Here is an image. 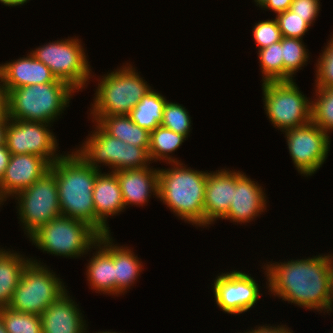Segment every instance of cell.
Segmentation results:
<instances>
[{
	"instance_id": "d6986e66",
	"label": "cell",
	"mask_w": 333,
	"mask_h": 333,
	"mask_svg": "<svg viewBox=\"0 0 333 333\" xmlns=\"http://www.w3.org/2000/svg\"><path fill=\"white\" fill-rule=\"evenodd\" d=\"M79 304L68 290L48 306L40 315L43 333H88L89 322Z\"/></svg>"
},
{
	"instance_id": "44dd1931",
	"label": "cell",
	"mask_w": 333,
	"mask_h": 333,
	"mask_svg": "<svg viewBox=\"0 0 333 333\" xmlns=\"http://www.w3.org/2000/svg\"><path fill=\"white\" fill-rule=\"evenodd\" d=\"M29 51L16 60L0 63V75L7 93L22 86L52 83L57 80L51 70Z\"/></svg>"
},
{
	"instance_id": "e575fe53",
	"label": "cell",
	"mask_w": 333,
	"mask_h": 333,
	"mask_svg": "<svg viewBox=\"0 0 333 333\" xmlns=\"http://www.w3.org/2000/svg\"><path fill=\"white\" fill-rule=\"evenodd\" d=\"M277 21L282 37H292L303 39L311 27L290 9L278 13L274 17Z\"/></svg>"
},
{
	"instance_id": "83f0119b",
	"label": "cell",
	"mask_w": 333,
	"mask_h": 333,
	"mask_svg": "<svg viewBox=\"0 0 333 333\" xmlns=\"http://www.w3.org/2000/svg\"><path fill=\"white\" fill-rule=\"evenodd\" d=\"M282 57L284 62V81L297 80V73L305 68L310 60V50L303 39L282 37ZM308 62V63H307ZM304 67V68H303Z\"/></svg>"
},
{
	"instance_id": "f1b7e54d",
	"label": "cell",
	"mask_w": 333,
	"mask_h": 333,
	"mask_svg": "<svg viewBox=\"0 0 333 333\" xmlns=\"http://www.w3.org/2000/svg\"><path fill=\"white\" fill-rule=\"evenodd\" d=\"M313 89L311 121L330 136L333 134V87Z\"/></svg>"
},
{
	"instance_id": "f6af8a7d",
	"label": "cell",
	"mask_w": 333,
	"mask_h": 333,
	"mask_svg": "<svg viewBox=\"0 0 333 333\" xmlns=\"http://www.w3.org/2000/svg\"><path fill=\"white\" fill-rule=\"evenodd\" d=\"M88 333H91V332L88 331ZM92 333H122V332H120V331H115V330L113 331V329H112V330L110 329V330H108V331H107V330H105V331H104V330H101V331H100V329H99L98 332H97V331H93ZM123 333H124V332H123Z\"/></svg>"
},
{
	"instance_id": "9c48e42d",
	"label": "cell",
	"mask_w": 333,
	"mask_h": 333,
	"mask_svg": "<svg viewBox=\"0 0 333 333\" xmlns=\"http://www.w3.org/2000/svg\"><path fill=\"white\" fill-rule=\"evenodd\" d=\"M98 237L87 223L61 215L40 227L28 240L43 254L74 260L86 258Z\"/></svg>"
},
{
	"instance_id": "7bdbcfd3",
	"label": "cell",
	"mask_w": 333,
	"mask_h": 333,
	"mask_svg": "<svg viewBox=\"0 0 333 333\" xmlns=\"http://www.w3.org/2000/svg\"><path fill=\"white\" fill-rule=\"evenodd\" d=\"M30 0H0L1 5L6 7H21L29 3Z\"/></svg>"
},
{
	"instance_id": "d590c367",
	"label": "cell",
	"mask_w": 333,
	"mask_h": 333,
	"mask_svg": "<svg viewBox=\"0 0 333 333\" xmlns=\"http://www.w3.org/2000/svg\"><path fill=\"white\" fill-rule=\"evenodd\" d=\"M321 0H293L290 10L295 15L305 18V22L312 28L320 16Z\"/></svg>"
},
{
	"instance_id": "ab89813d",
	"label": "cell",
	"mask_w": 333,
	"mask_h": 333,
	"mask_svg": "<svg viewBox=\"0 0 333 333\" xmlns=\"http://www.w3.org/2000/svg\"><path fill=\"white\" fill-rule=\"evenodd\" d=\"M8 93L0 75V117L8 115Z\"/></svg>"
},
{
	"instance_id": "7c38bea8",
	"label": "cell",
	"mask_w": 333,
	"mask_h": 333,
	"mask_svg": "<svg viewBox=\"0 0 333 333\" xmlns=\"http://www.w3.org/2000/svg\"><path fill=\"white\" fill-rule=\"evenodd\" d=\"M262 288L249 271L247 273L235 268L215 275L210 289L216 308L225 314L237 316L256 308L264 294Z\"/></svg>"
},
{
	"instance_id": "52a82bcc",
	"label": "cell",
	"mask_w": 333,
	"mask_h": 333,
	"mask_svg": "<svg viewBox=\"0 0 333 333\" xmlns=\"http://www.w3.org/2000/svg\"><path fill=\"white\" fill-rule=\"evenodd\" d=\"M8 305L13 310L40 316L69 289L64 279L46 263L30 256ZM57 273V274H56Z\"/></svg>"
},
{
	"instance_id": "f546056e",
	"label": "cell",
	"mask_w": 333,
	"mask_h": 333,
	"mask_svg": "<svg viewBox=\"0 0 333 333\" xmlns=\"http://www.w3.org/2000/svg\"><path fill=\"white\" fill-rule=\"evenodd\" d=\"M262 83L284 81V62L281 41L257 50Z\"/></svg>"
},
{
	"instance_id": "8992f818",
	"label": "cell",
	"mask_w": 333,
	"mask_h": 333,
	"mask_svg": "<svg viewBox=\"0 0 333 333\" xmlns=\"http://www.w3.org/2000/svg\"><path fill=\"white\" fill-rule=\"evenodd\" d=\"M89 121L93 124L92 130L72 149L91 167L101 171L108 167V172H115L152 166L148 149L112 137L96 122Z\"/></svg>"
},
{
	"instance_id": "74e56055",
	"label": "cell",
	"mask_w": 333,
	"mask_h": 333,
	"mask_svg": "<svg viewBox=\"0 0 333 333\" xmlns=\"http://www.w3.org/2000/svg\"><path fill=\"white\" fill-rule=\"evenodd\" d=\"M293 0H268L260 9L261 12L270 11L275 15L290 9Z\"/></svg>"
},
{
	"instance_id": "484cf974",
	"label": "cell",
	"mask_w": 333,
	"mask_h": 333,
	"mask_svg": "<svg viewBox=\"0 0 333 333\" xmlns=\"http://www.w3.org/2000/svg\"><path fill=\"white\" fill-rule=\"evenodd\" d=\"M187 141V138L181 134H178L171 129L159 125L153 131L150 132V144H149V157L154 165L155 162L174 163L183 162L177 156L175 157V151Z\"/></svg>"
},
{
	"instance_id": "bcb514c9",
	"label": "cell",
	"mask_w": 333,
	"mask_h": 333,
	"mask_svg": "<svg viewBox=\"0 0 333 333\" xmlns=\"http://www.w3.org/2000/svg\"><path fill=\"white\" fill-rule=\"evenodd\" d=\"M0 333H8L1 317H0Z\"/></svg>"
},
{
	"instance_id": "ee69618b",
	"label": "cell",
	"mask_w": 333,
	"mask_h": 333,
	"mask_svg": "<svg viewBox=\"0 0 333 333\" xmlns=\"http://www.w3.org/2000/svg\"><path fill=\"white\" fill-rule=\"evenodd\" d=\"M268 0H253L252 2L257 6L258 10L267 2Z\"/></svg>"
},
{
	"instance_id": "30bf717a",
	"label": "cell",
	"mask_w": 333,
	"mask_h": 333,
	"mask_svg": "<svg viewBox=\"0 0 333 333\" xmlns=\"http://www.w3.org/2000/svg\"><path fill=\"white\" fill-rule=\"evenodd\" d=\"M263 109L267 120L281 133L311 122L312 98L296 80L261 83Z\"/></svg>"
},
{
	"instance_id": "6da1fadb",
	"label": "cell",
	"mask_w": 333,
	"mask_h": 333,
	"mask_svg": "<svg viewBox=\"0 0 333 333\" xmlns=\"http://www.w3.org/2000/svg\"><path fill=\"white\" fill-rule=\"evenodd\" d=\"M284 260V261H283ZM259 263L263 271L265 293L270 298L281 299L294 305L332 316V300L329 283V252ZM268 290V291H267ZM268 293V294H267ZM287 301V302H286Z\"/></svg>"
},
{
	"instance_id": "603a6c76",
	"label": "cell",
	"mask_w": 333,
	"mask_h": 333,
	"mask_svg": "<svg viewBox=\"0 0 333 333\" xmlns=\"http://www.w3.org/2000/svg\"><path fill=\"white\" fill-rule=\"evenodd\" d=\"M113 237V261L116 278V297L126 295L137 284L144 266L142 259L129 244L117 243Z\"/></svg>"
},
{
	"instance_id": "d4e9b609",
	"label": "cell",
	"mask_w": 333,
	"mask_h": 333,
	"mask_svg": "<svg viewBox=\"0 0 333 333\" xmlns=\"http://www.w3.org/2000/svg\"><path fill=\"white\" fill-rule=\"evenodd\" d=\"M96 123L112 137L149 149L150 132L136 125L128 115L105 116Z\"/></svg>"
},
{
	"instance_id": "4dcf8cb0",
	"label": "cell",
	"mask_w": 333,
	"mask_h": 333,
	"mask_svg": "<svg viewBox=\"0 0 333 333\" xmlns=\"http://www.w3.org/2000/svg\"><path fill=\"white\" fill-rule=\"evenodd\" d=\"M0 317L8 333H43L41 318L35 314L0 308Z\"/></svg>"
},
{
	"instance_id": "ba28073f",
	"label": "cell",
	"mask_w": 333,
	"mask_h": 333,
	"mask_svg": "<svg viewBox=\"0 0 333 333\" xmlns=\"http://www.w3.org/2000/svg\"><path fill=\"white\" fill-rule=\"evenodd\" d=\"M84 45L79 36H68L40 44L34 50L30 48V53L44 63L57 79L67 82L78 92H83L91 83L93 71Z\"/></svg>"
},
{
	"instance_id": "ffe728a7",
	"label": "cell",
	"mask_w": 333,
	"mask_h": 333,
	"mask_svg": "<svg viewBox=\"0 0 333 333\" xmlns=\"http://www.w3.org/2000/svg\"><path fill=\"white\" fill-rule=\"evenodd\" d=\"M118 178L125 209L146 206L152 196L158 201V167L148 166L114 172Z\"/></svg>"
},
{
	"instance_id": "3957f363",
	"label": "cell",
	"mask_w": 333,
	"mask_h": 333,
	"mask_svg": "<svg viewBox=\"0 0 333 333\" xmlns=\"http://www.w3.org/2000/svg\"><path fill=\"white\" fill-rule=\"evenodd\" d=\"M158 167V201L183 223L204 229V195L209 170L185 162ZM189 166V167H188Z\"/></svg>"
},
{
	"instance_id": "d6a6232c",
	"label": "cell",
	"mask_w": 333,
	"mask_h": 333,
	"mask_svg": "<svg viewBox=\"0 0 333 333\" xmlns=\"http://www.w3.org/2000/svg\"><path fill=\"white\" fill-rule=\"evenodd\" d=\"M326 40V44L322 47L323 50L319 53L320 56L314 62V86L331 88L333 87V32Z\"/></svg>"
},
{
	"instance_id": "7a4b0ae2",
	"label": "cell",
	"mask_w": 333,
	"mask_h": 333,
	"mask_svg": "<svg viewBox=\"0 0 333 333\" xmlns=\"http://www.w3.org/2000/svg\"><path fill=\"white\" fill-rule=\"evenodd\" d=\"M50 169L57 181L61 215L87 223L99 235L113 233L95 216L93 189L101 170L91 167L73 149Z\"/></svg>"
},
{
	"instance_id": "e0dca14e",
	"label": "cell",
	"mask_w": 333,
	"mask_h": 333,
	"mask_svg": "<svg viewBox=\"0 0 333 333\" xmlns=\"http://www.w3.org/2000/svg\"><path fill=\"white\" fill-rule=\"evenodd\" d=\"M51 164L43 157L33 154H11L5 174L0 180V200L6 204L27 189L46 172ZM8 200V201H7Z\"/></svg>"
},
{
	"instance_id": "8fae6325",
	"label": "cell",
	"mask_w": 333,
	"mask_h": 333,
	"mask_svg": "<svg viewBox=\"0 0 333 333\" xmlns=\"http://www.w3.org/2000/svg\"><path fill=\"white\" fill-rule=\"evenodd\" d=\"M12 199L19 227L27 239L44 224L61 216L57 181L51 169Z\"/></svg>"
},
{
	"instance_id": "b9f144b4",
	"label": "cell",
	"mask_w": 333,
	"mask_h": 333,
	"mask_svg": "<svg viewBox=\"0 0 333 333\" xmlns=\"http://www.w3.org/2000/svg\"><path fill=\"white\" fill-rule=\"evenodd\" d=\"M329 283L333 310V252L329 251Z\"/></svg>"
},
{
	"instance_id": "8d00e7d4",
	"label": "cell",
	"mask_w": 333,
	"mask_h": 333,
	"mask_svg": "<svg viewBox=\"0 0 333 333\" xmlns=\"http://www.w3.org/2000/svg\"><path fill=\"white\" fill-rule=\"evenodd\" d=\"M279 324H264L263 322L261 325L258 324L254 327L248 328L246 331H237V333H294V331L291 329L292 327H289L288 325H286V323Z\"/></svg>"
},
{
	"instance_id": "4fadbf2b",
	"label": "cell",
	"mask_w": 333,
	"mask_h": 333,
	"mask_svg": "<svg viewBox=\"0 0 333 333\" xmlns=\"http://www.w3.org/2000/svg\"><path fill=\"white\" fill-rule=\"evenodd\" d=\"M293 167L303 177L310 178L326 163L331 136L312 121L283 133Z\"/></svg>"
},
{
	"instance_id": "7dc6e473",
	"label": "cell",
	"mask_w": 333,
	"mask_h": 333,
	"mask_svg": "<svg viewBox=\"0 0 333 333\" xmlns=\"http://www.w3.org/2000/svg\"><path fill=\"white\" fill-rule=\"evenodd\" d=\"M5 204L0 200V211L2 209V206H4Z\"/></svg>"
},
{
	"instance_id": "4316f807",
	"label": "cell",
	"mask_w": 333,
	"mask_h": 333,
	"mask_svg": "<svg viewBox=\"0 0 333 333\" xmlns=\"http://www.w3.org/2000/svg\"><path fill=\"white\" fill-rule=\"evenodd\" d=\"M157 90L153 87L146 93L128 115L136 125L149 132L162 122L164 106L168 100Z\"/></svg>"
},
{
	"instance_id": "2e32d148",
	"label": "cell",
	"mask_w": 333,
	"mask_h": 333,
	"mask_svg": "<svg viewBox=\"0 0 333 333\" xmlns=\"http://www.w3.org/2000/svg\"><path fill=\"white\" fill-rule=\"evenodd\" d=\"M85 279L92 293L116 297V278L113 261V234L99 235L86 254ZM115 296V297H114Z\"/></svg>"
},
{
	"instance_id": "f35d334b",
	"label": "cell",
	"mask_w": 333,
	"mask_h": 333,
	"mask_svg": "<svg viewBox=\"0 0 333 333\" xmlns=\"http://www.w3.org/2000/svg\"><path fill=\"white\" fill-rule=\"evenodd\" d=\"M11 153L7 149L6 143L0 145V180L5 174L6 167L8 166Z\"/></svg>"
},
{
	"instance_id": "60d3db41",
	"label": "cell",
	"mask_w": 333,
	"mask_h": 333,
	"mask_svg": "<svg viewBox=\"0 0 333 333\" xmlns=\"http://www.w3.org/2000/svg\"><path fill=\"white\" fill-rule=\"evenodd\" d=\"M8 120H9L8 115L4 116V117H0V145L5 144Z\"/></svg>"
},
{
	"instance_id": "ac0fdd59",
	"label": "cell",
	"mask_w": 333,
	"mask_h": 333,
	"mask_svg": "<svg viewBox=\"0 0 333 333\" xmlns=\"http://www.w3.org/2000/svg\"><path fill=\"white\" fill-rule=\"evenodd\" d=\"M235 189V169L208 171L204 195V228L208 229L228 213ZM208 227V228H207Z\"/></svg>"
},
{
	"instance_id": "9a60e30c",
	"label": "cell",
	"mask_w": 333,
	"mask_h": 333,
	"mask_svg": "<svg viewBox=\"0 0 333 333\" xmlns=\"http://www.w3.org/2000/svg\"><path fill=\"white\" fill-rule=\"evenodd\" d=\"M251 179L246 172L235 169V189L233 201L229 207L227 215L222 219L227 220L233 225H249L255 222L257 217L269 209L270 206L268 196L264 184ZM263 185V186H262ZM264 188V189H263Z\"/></svg>"
},
{
	"instance_id": "7402d4cb",
	"label": "cell",
	"mask_w": 333,
	"mask_h": 333,
	"mask_svg": "<svg viewBox=\"0 0 333 333\" xmlns=\"http://www.w3.org/2000/svg\"><path fill=\"white\" fill-rule=\"evenodd\" d=\"M93 202L95 216L111 231L108 224L109 218H116L126 211L118 178L114 172L105 170L97 175L93 189Z\"/></svg>"
},
{
	"instance_id": "277c9868",
	"label": "cell",
	"mask_w": 333,
	"mask_h": 333,
	"mask_svg": "<svg viewBox=\"0 0 333 333\" xmlns=\"http://www.w3.org/2000/svg\"><path fill=\"white\" fill-rule=\"evenodd\" d=\"M125 62L103 75H96L92 71L91 81L97 82L91 99L93 101L88 107L89 113H86L87 119L97 122L105 116L129 115L141 98L153 88L137 70L134 62Z\"/></svg>"
},
{
	"instance_id": "cb8c5ba5",
	"label": "cell",
	"mask_w": 333,
	"mask_h": 333,
	"mask_svg": "<svg viewBox=\"0 0 333 333\" xmlns=\"http://www.w3.org/2000/svg\"><path fill=\"white\" fill-rule=\"evenodd\" d=\"M6 247L0 252V308L9 305L22 271L31 260L30 255Z\"/></svg>"
},
{
	"instance_id": "5b68a950",
	"label": "cell",
	"mask_w": 333,
	"mask_h": 333,
	"mask_svg": "<svg viewBox=\"0 0 333 333\" xmlns=\"http://www.w3.org/2000/svg\"><path fill=\"white\" fill-rule=\"evenodd\" d=\"M79 92L60 79L46 84L22 86L8 92V117L54 125L63 118L71 99Z\"/></svg>"
},
{
	"instance_id": "1f68e13d",
	"label": "cell",
	"mask_w": 333,
	"mask_h": 333,
	"mask_svg": "<svg viewBox=\"0 0 333 333\" xmlns=\"http://www.w3.org/2000/svg\"><path fill=\"white\" fill-rule=\"evenodd\" d=\"M189 112L183 104L168 99L164 106L160 125L188 139L193 130V120Z\"/></svg>"
},
{
	"instance_id": "836d02e7",
	"label": "cell",
	"mask_w": 333,
	"mask_h": 333,
	"mask_svg": "<svg viewBox=\"0 0 333 333\" xmlns=\"http://www.w3.org/2000/svg\"><path fill=\"white\" fill-rule=\"evenodd\" d=\"M252 26V39H254L256 50L264 49L282 39V34L275 18H267L254 22Z\"/></svg>"
},
{
	"instance_id": "5bb4252c",
	"label": "cell",
	"mask_w": 333,
	"mask_h": 333,
	"mask_svg": "<svg viewBox=\"0 0 333 333\" xmlns=\"http://www.w3.org/2000/svg\"><path fill=\"white\" fill-rule=\"evenodd\" d=\"M52 127L46 122L9 118L5 138L7 149L11 154L41 156L52 165L67 152H60L59 139Z\"/></svg>"
}]
</instances>
